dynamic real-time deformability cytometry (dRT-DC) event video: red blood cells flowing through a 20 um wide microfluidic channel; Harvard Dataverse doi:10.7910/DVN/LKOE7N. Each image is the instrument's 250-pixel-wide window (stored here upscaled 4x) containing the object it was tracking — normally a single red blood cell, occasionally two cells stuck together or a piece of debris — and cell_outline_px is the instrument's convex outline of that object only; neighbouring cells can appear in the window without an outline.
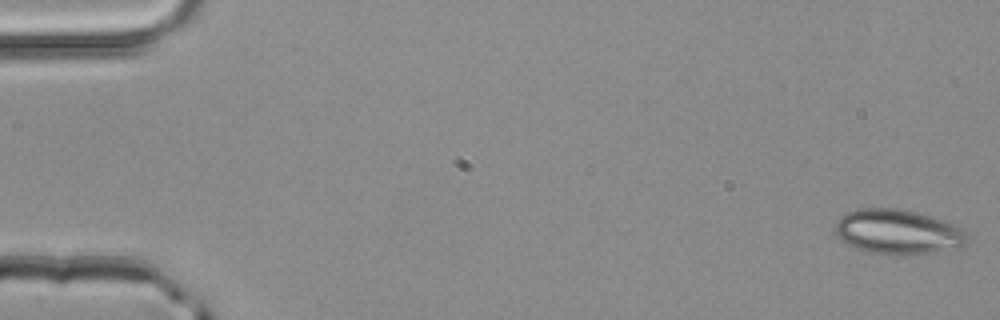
{"species": "common noctule bat (a hibernating species)", "species_latin": "Nyctalus noctula", "temperature_condition": "room temperature", "stored_images_in_passage": 3, "camera_frame_rate_fps": 3000, "um_per_image_px": 0.085, "animal": {"sex": "male", "body_mass_g": 20.4}, "frame": {"image": 1, "passage_image": 1, "time_ms": 0.0, "image_size_px": [1000, 320], "cell_outline_px": [[968, 240], [964, 244], [956, 248], [928, 252], [868, 252], [856, 248], [848, 244], [836, 236], [836, 220], [840, 216], [848, 212], [860, 208], [896, 208], [916, 212], [952, 224], [968, 232]], "centroid_in_image_um": [76.28, 19.66], "position_along_channel_um": 8.7, "area_um2": 33.35}}